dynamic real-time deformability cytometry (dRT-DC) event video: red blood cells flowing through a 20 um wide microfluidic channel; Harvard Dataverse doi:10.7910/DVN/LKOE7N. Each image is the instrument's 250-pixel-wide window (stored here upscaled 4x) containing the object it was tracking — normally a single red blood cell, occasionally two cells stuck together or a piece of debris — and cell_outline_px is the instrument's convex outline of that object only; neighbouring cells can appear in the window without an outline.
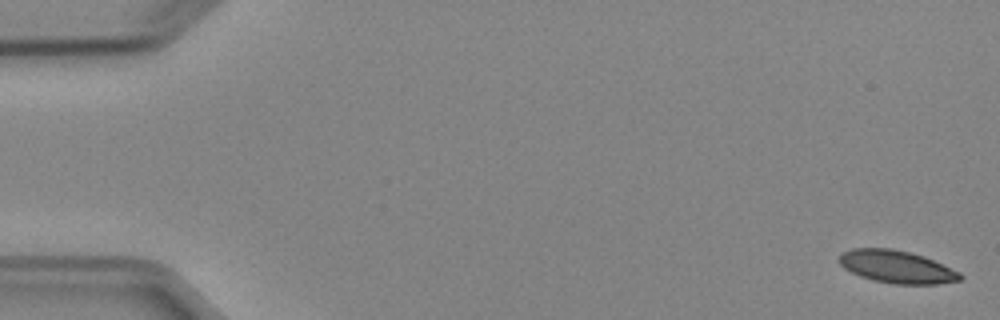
{"species": "Egyptian fruit bat (a non-hibernating species)", "species_latin": "Rousettus aegyptiacus", "temperature_condition": "cold", "stored_images_in_passage": 52, "camera_frame_rate_fps": 3000, "um_per_image_px": 0.085, "animal": {"sex": "female"}, "frame": {"image": 1, "passage_image": 1, "time_ms": 0.0, "image_size_px": [1000, 320], "cell_outline_px": [[964, 276], [960, 280], [936, 284], [896, 284], [872, 280], [860, 276], [844, 268], [840, 264], [840, 252], [852, 248], [892, 248], [924, 256], [960, 272]], "centroid_in_image_um": [76.21, 22.67], "position_along_channel_um": 8.8, "area_um2": 22.95}}
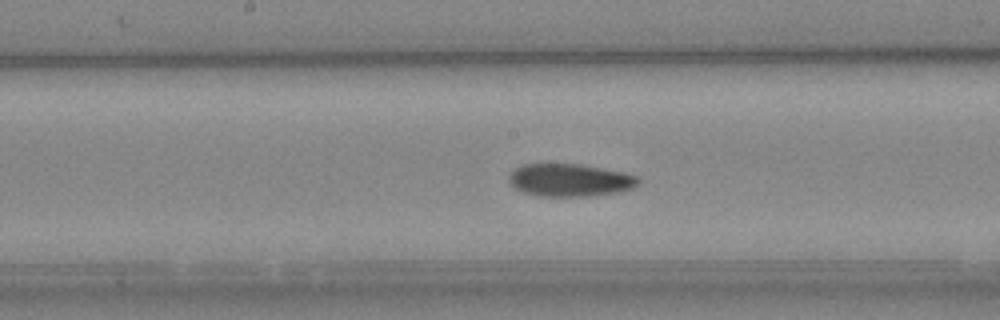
{"frame": {"image": 2, "passage_image": 27, "time_ms": 8.667, "image_size_px": [1000, 320], "cell_outline_px": [[640, 184], [632, 188], [620, 192], [588, 196], [536, 196], [520, 192], [508, 180], [508, 176], [520, 164], [580, 164], [624, 172], [636, 176], [640, 180]], "centroid_in_image_um": [48.44, 15.31], "position_along_channel_um": 199.8, "area_um2": 24.8}}
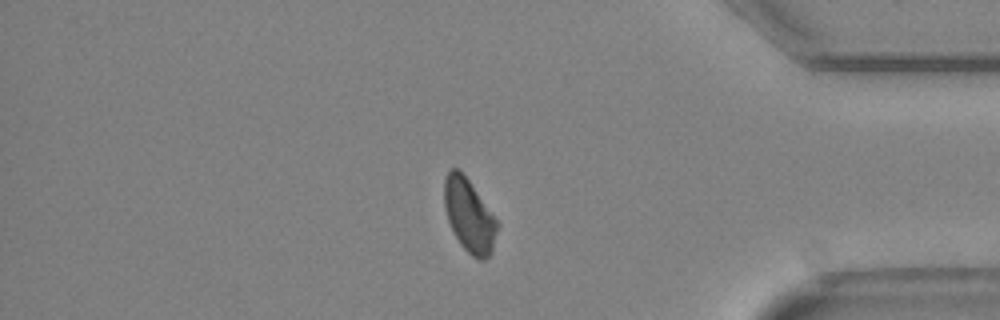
{"frame": {"image": 3, "passage_image": 44, "time_ms": 14.333, "image_size_px": [1000, 320], "cell_outline_px": [[500, 224], [492, 252], [484, 260], [480, 260], [472, 256], [460, 244], [448, 220], [444, 208], [444, 180], [448, 172], [452, 168], [460, 168]], "centroid_in_image_um": [39.89, 18.32], "position_along_channel_um": 395.3, "area_um2": 22.6}, "authors_computed_cell_mechanics": {"area_um2": 24.1893, "velocity_mm_per_s": 3.8999, "shape_relaxation_time_tau1_ms": 5.5544, "shape_relaxation_time_tau2_ms": null, "deformation_change_tau1": 0.1276, "deformation_change_tau2": null}}